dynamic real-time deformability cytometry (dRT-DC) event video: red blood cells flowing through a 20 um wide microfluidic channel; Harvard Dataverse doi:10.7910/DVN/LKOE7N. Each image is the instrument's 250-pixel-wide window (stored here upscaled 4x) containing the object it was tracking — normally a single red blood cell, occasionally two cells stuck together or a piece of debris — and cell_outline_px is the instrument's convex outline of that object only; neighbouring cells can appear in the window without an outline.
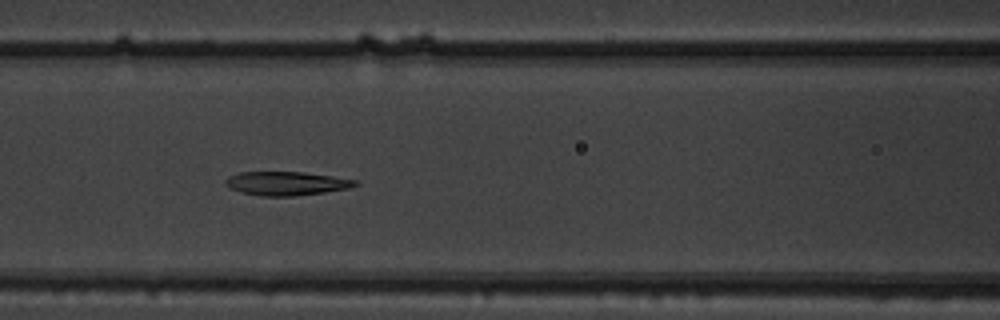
{"species": "common noctule bat (a hibernating species)", "species_latin": "Nyctalus noctula", "temperature_condition": "warm", "stored_images_in_passage": 11, "camera_frame_rate_fps": 3000, "um_per_image_px": 0.085, "animal": {"sex": "male", "body_mass_g": 19.5, "forearm_length_mm": 54.6}, "frame": {"image": 1, "passage_image": 7, "time_ms": 2.0, "image_size_px": [1000, 320], "cell_outline_px": [[360, 184], [348, 188], [324, 192], [292, 196], [260, 196], [244, 192], [232, 188], [224, 184], [224, 180], [228, 176], [240, 172], [304, 172], [332, 176], [356, 180]], "centroid_in_image_um": [24.34, 15.58], "position_along_channel_um": 142.3, "area_um2": 17.8}}
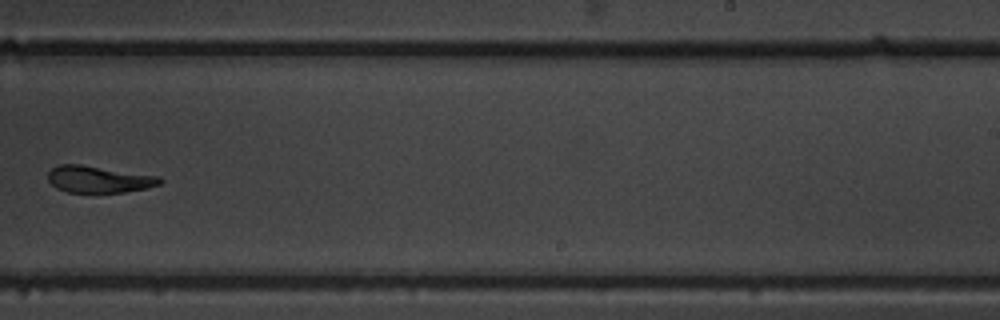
{"frame": {"image": 2, "passage_image": 10, "time_ms": 3.0, "image_size_px": [1000, 320], "cell_outline_px": [[164, 180], [160, 184], [148, 188], [124, 192], [96, 196], [92, 196], [68, 192], [56, 188], [48, 180], [48, 172], [56, 164], [80, 164], [160, 176]], "centroid_in_image_um": [8.39, 15.29], "position_along_channel_um": 280.6, "area_um2": 18.44}}
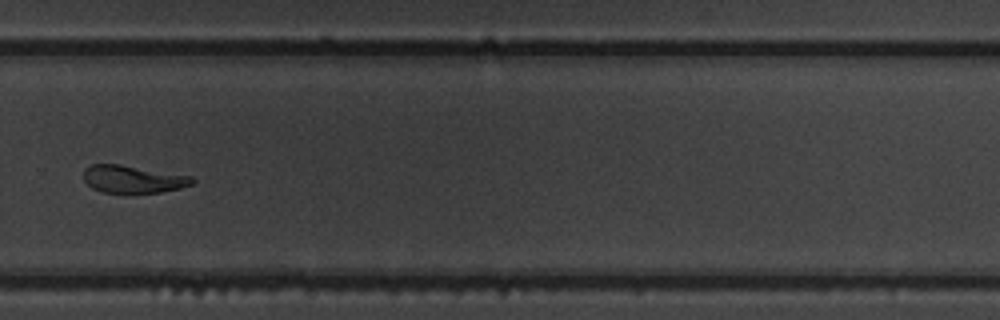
{"frame": {"image": 3, "passage_image": 11, "time_ms": 3.333, "image_size_px": [1000, 320], "cell_outline_px": [[196, 180], [192, 184], [180, 188], [160, 192], [100, 192], [92, 188], [84, 180], [84, 168], [88, 164], [120, 164], [192, 176]], "centroid_in_image_um": [11.28, 15.21], "position_along_channel_um": 318.5, "area_um2": 17.4}}